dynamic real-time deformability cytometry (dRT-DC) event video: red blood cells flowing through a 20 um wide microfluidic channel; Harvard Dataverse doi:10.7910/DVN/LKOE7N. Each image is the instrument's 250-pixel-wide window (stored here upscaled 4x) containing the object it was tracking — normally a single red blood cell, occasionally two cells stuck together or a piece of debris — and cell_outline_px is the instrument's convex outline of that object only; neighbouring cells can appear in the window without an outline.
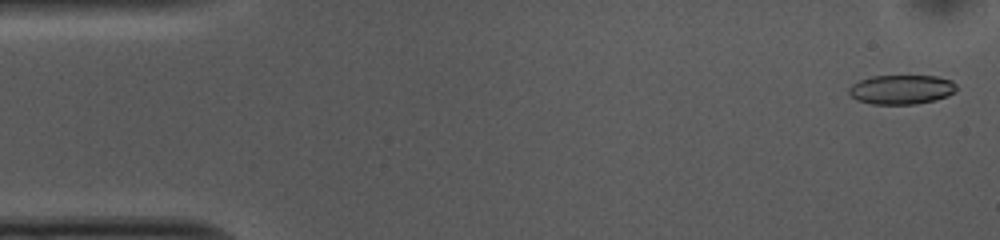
{"species": "common noctule bat (a hibernating species)", "species_latin": "Nyctalus noctula", "temperature_condition": "cold", "stored_images_in_passage": 53, "camera_frame_rate_fps": 3000, "um_per_image_px": 0.085, "animal": {"sex": "female", "body_mass_g": 10.0, "forearm_length_mm": 53.1}, "frame": {"image": 1, "passage_image": 2, "time_ms": 0.333, "image_size_px": [1000, 240], "cell_outline_px": [[956, 88], [948, 96], [936, 100], [916, 104], [872, 104], [856, 100], [848, 92], [848, 88], [852, 84], [860, 80], [872, 76], [936, 76], [952, 80], [956, 84]], "centroid_in_image_um": [76.61, 7.61], "position_along_channel_um": 8.4, "area_um2": 18.44}}
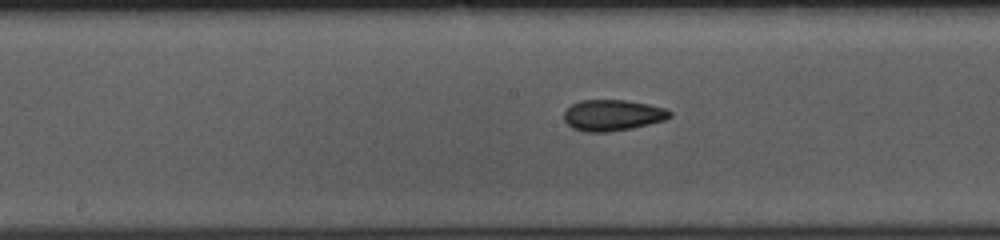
{"frame": {"image": 2, "passage_image": 26, "time_ms": 8.333, "image_size_px": [1000, 240], "cell_outline_px": [[672, 116], [664, 120], [632, 128], [608, 132], [584, 132], [572, 128], [564, 120], [564, 112], [572, 104], [580, 100], [628, 100], [648, 104], [664, 108], [672, 112]], "centroid_in_image_um": [52.06, 9.79], "position_along_channel_um": 196.1, "area_um2": 19.19}}
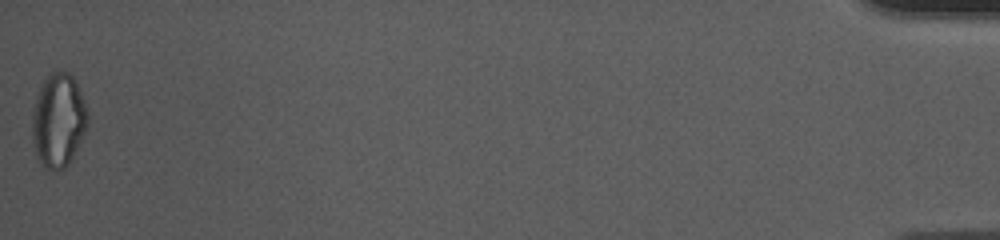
{"frame": {"image": 3, "passage_image": 53, "time_ms": 17.333, "image_size_px": [1000, 240], "cell_outline_px": [[88, 124], [68, 164], [64, 168], [48, 168], [40, 164], [36, 156], [32, 140], [32, 112], [36, 96], [44, 80], [56, 68], [68, 72], [72, 76], [84, 100], [88, 112]], "centroid_in_image_um": [4.94, 10.19], "position_along_channel_um": 430.3, "area_um2": 30.11}, "authors_computed_cell_mechanics": {"area_um2": 19.5364, "velocity_mm_per_s": 3.7352, "shape_relaxation_time_tau1_ms": null, "shape_relaxation_time_tau2_ms": 2.4447, "deformation_change_tau1": null, "deformation_change_tau2": 0.0807}}